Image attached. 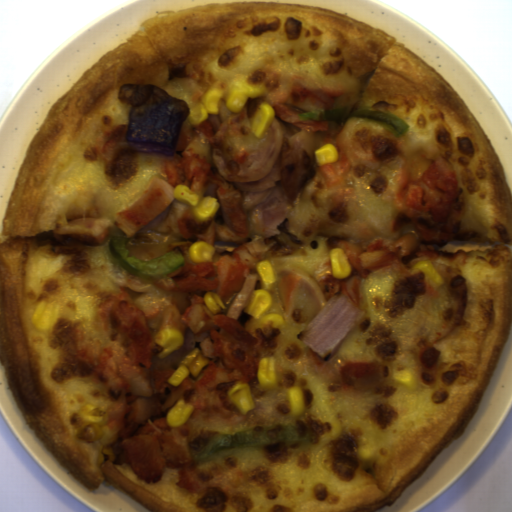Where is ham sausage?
Instances as JSON below:
<instances>
[{"label":"ham sausage","instance_id":"obj_1","mask_svg":"<svg viewBox=\"0 0 512 512\" xmlns=\"http://www.w3.org/2000/svg\"><path fill=\"white\" fill-rule=\"evenodd\" d=\"M218 115L208 116L219 147L212 151L217 170L234 183L250 211L253 236L269 238L290 213L277 181L289 198H295L307 180L315 175L317 163L312 134L299 131L291 136L277 116L269 129L257 138L250 126L246 105L239 114L229 112L224 97Z\"/></svg>","mask_w":512,"mask_h":512},{"label":"ham sausage","instance_id":"obj_2","mask_svg":"<svg viewBox=\"0 0 512 512\" xmlns=\"http://www.w3.org/2000/svg\"><path fill=\"white\" fill-rule=\"evenodd\" d=\"M174 190V186L155 176L140 196L113 214L114 221L104 217L75 218L57 227L52 232L53 239L59 245L100 246L115 226L130 238L173 202Z\"/></svg>","mask_w":512,"mask_h":512},{"label":"ham sausage","instance_id":"obj_3","mask_svg":"<svg viewBox=\"0 0 512 512\" xmlns=\"http://www.w3.org/2000/svg\"><path fill=\"white\" fill-rule=\"evenodd\" d=\"M106 271L118 286L135 292H141L132 301L141 310L145 318L161 315L162 325L160 331L167 327H175L180 332L182 338L186 335L187 324L174 303L172 293H166L154 286V282L162 277L140 278L127 269L119 268L115 265H111Z\"/></svg>","mask_w":512,"mask_h":512},{"label":"ham sausage","instance_id":"obj_4","mask_svg":"<svg viewBox=\"0 0 512 512\" xmlns=\"http://www.w3.org/2000/svg\"><path fill=\"white\" fill-rule=\"evenodd\" d=\"M276 288L286 315L294 323L309 324L327 304L319 285L297 269L277 272Z\"/></svg>","mask_w":512,"mask_h":512},{"label":"ham sausage","instance_id":"obj_5","mask_svg":"<svg viewBox=\"0 0 512 512\" xmlns=\"http://www.w3.org/2000/svg\"><path fill=\"white\" fill-rule=\"evenodd\" d=\"M258 281V273L254 272L248 274L244 281L241 291L235 297L233 303L231 304L226 313L227 317L234 318L236 321L238 320L245 307L250 305Z\"/></svg>","mask_w":512,"mask_h":512}]
</instances>
